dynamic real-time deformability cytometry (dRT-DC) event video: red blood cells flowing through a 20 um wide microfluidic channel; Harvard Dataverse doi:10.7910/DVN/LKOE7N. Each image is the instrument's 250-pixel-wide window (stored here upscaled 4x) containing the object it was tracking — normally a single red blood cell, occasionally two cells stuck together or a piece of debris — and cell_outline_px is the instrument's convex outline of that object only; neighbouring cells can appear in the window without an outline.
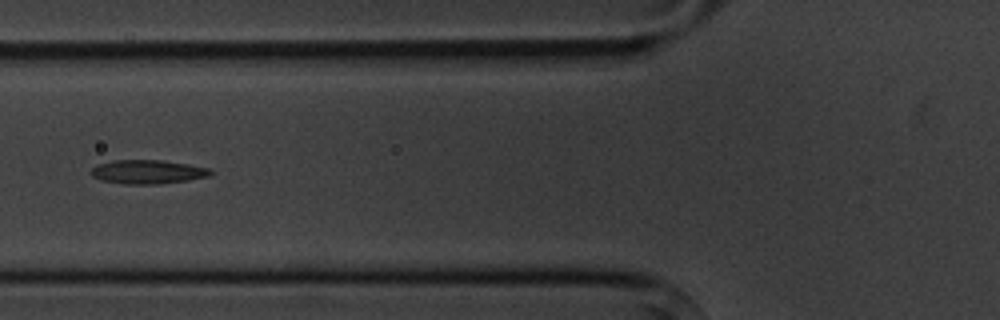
{"species": "common noctule bat (a hibernating species)", "species_latin": "Nyctalus noctula", "temperature_condition": "cold", "stored_images_in_passage": 4, "camera_frame_rate_fps": 3000, "um_per_image_px": 0.085, "animal": {"sex": "male", "body_mass_g": 20.1, "forearm_length_mm": 53.5}, "frame": {"image": 1, "passage_image": 3, "time_ms": 2.333, "image_size_px": [1000, 320], "cell_outline_px": [[212, 172], [208, 176], [188, 180], [160, 184], [124, 184], [100, 180], [92, 176], [92, 168], [96, 164], [112, 160], [164, 160], [188, 164], [208, 168]], "centroid_in_image_um": [12.52, 14.6], "position_along_channel_um": 113.3, "area_um2": 16.65}}
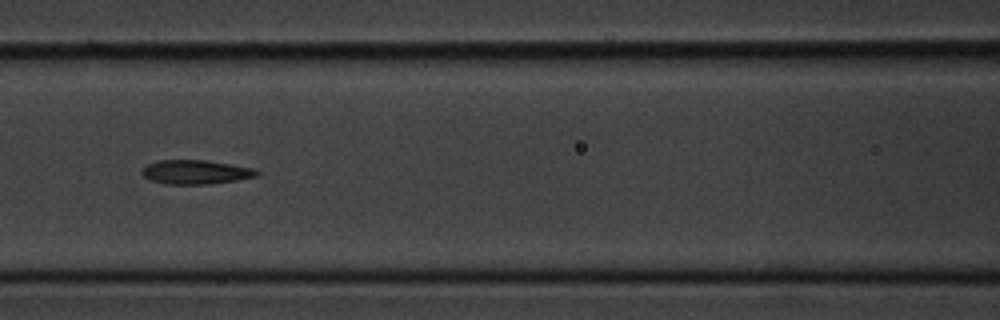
{"frame": {"image": 2, "passage_image": 4, "time_ms": 3.333, "image_size_px": [1000, 320], "cell_outline_px": [[260, 172], [256, 176], [236, 180], [208, 184], [164, 184], [152, 180], [144, 176], [140, 172], [148, 164], [156, 160], [208, 160], [256, 168]], "centroid_in_image_um": [16.65, 14.61], "position_along_channel_um": 149.9, "area_um2": 16.18}}